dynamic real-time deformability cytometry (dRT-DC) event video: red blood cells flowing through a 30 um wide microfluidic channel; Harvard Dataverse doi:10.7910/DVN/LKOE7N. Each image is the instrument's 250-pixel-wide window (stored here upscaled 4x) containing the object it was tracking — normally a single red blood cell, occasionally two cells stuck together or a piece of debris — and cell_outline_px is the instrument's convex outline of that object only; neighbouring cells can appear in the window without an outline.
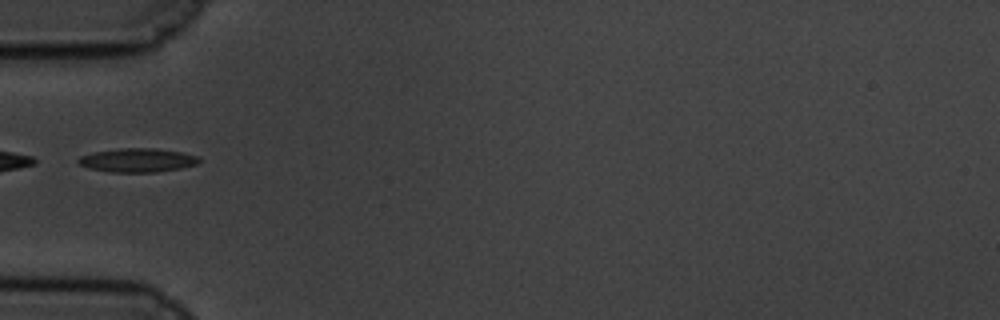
{"species": "common noctule bat (a hibernating species)", "species_latin": "Nyctalus noctula", "temperature_condition": "cold", "stored_images_in_passage": 39, "camera_frame_rate_fps": 3000, "um_per_image_px": 0.085, "animal": {"sex": "male", "body_mass_g": 19.5, "forearm_length_mm": 54.6}, "frame": {"image": 1, "passage_image": 1, "time_ms": 0.0, "image_size_px": [1000, 320], "cell_outline_px": [[200, 160], [196, 164], [180, 168], [156, 172], [112, 172], [88, 168], [80, 164], [76, 160], [80, 156], [96, 152], [120, 148], [156, 148], [180, 152], [200, 156]], "centroid_in_image_um": [11.69, 13.61], "position_along_channel_um": 73.3, "area_um2": 16.65}, "authors_computed_cell_mechanics": {"area_um2": 15.9528, "velocity_mm_per_s": 3.4091, "shape_relaxation_time_tau1_ms": 4.2157, "shape_relaxation_time_tau2_ms": 6.066, "deformation_change_tau1": 0.1061, "deformation_change_tau2": 0.1412}}